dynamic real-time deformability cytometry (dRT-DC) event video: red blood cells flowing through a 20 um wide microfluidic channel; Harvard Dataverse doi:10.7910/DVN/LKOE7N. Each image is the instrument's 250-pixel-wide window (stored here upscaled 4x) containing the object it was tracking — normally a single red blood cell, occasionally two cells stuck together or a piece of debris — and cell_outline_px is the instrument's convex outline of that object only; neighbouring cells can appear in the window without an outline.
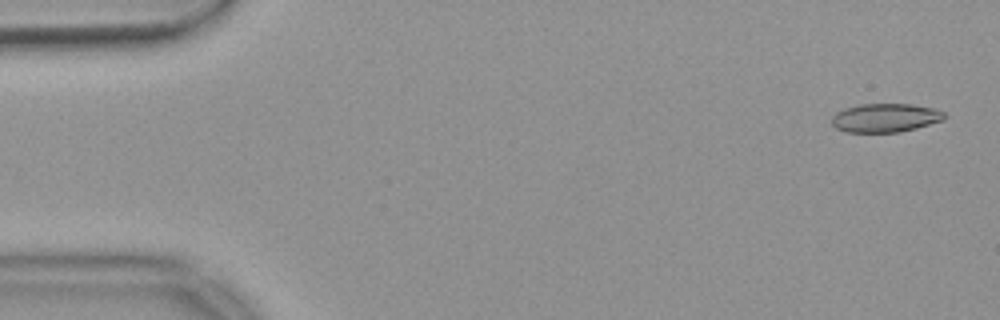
{"species": "common noctule bat (a hibernating species)", "species_latin": "Nyctalus noctula", "temperature_condition": "warm", "stored_images_in_passage": 54, "camera_frame_rate_fps": 3000, "um_per_image_px": 0.085, "animal": {"sex": "female", "body_mass_g": 18.4}, "frame": {"image": 1, "passage_image": 2, "time_ms": 0.333, "image_size_px": [1000, 320], "cell_outline_px": [[944, 120], [916, 128], [900, 132], [844, 132], [836, 128], [832, 124], [832, 116], [836, 112], [844, 108], [860, 104], [912, 104], [932, 108], [944, 112]], "centroid_in_image_um": [75.22, 10.02], "position_along_channel_um": 9.8, "area_um2": 18.84}}
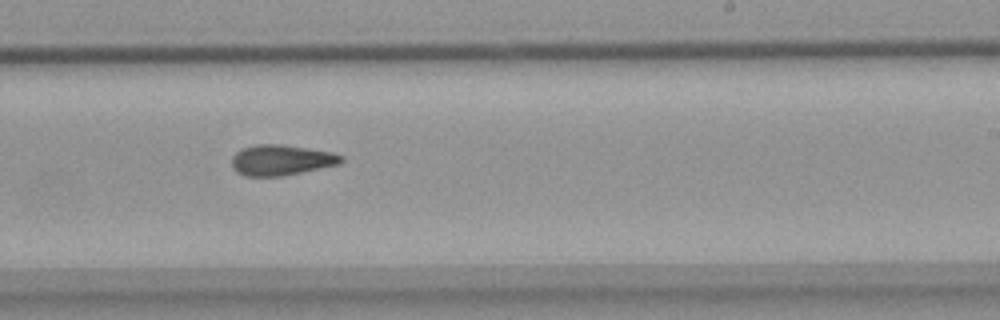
{"frame": {"image": 2, "passage_image": 33, "time_ms": 10.667, "image_size_px": [1000, 320], "cell_outline_px": [[344, 160], [340, 164], [284, 176], [244, 176], [236, 172], [232, 168], [232, 156], [240, 148], [256, 144], [280, 144], [336, 152], [344, 156]], "centroid_in_image_um": [23.92, 13.6], "position_along_channel_um": 265.1, "area_um2": 19.88}}
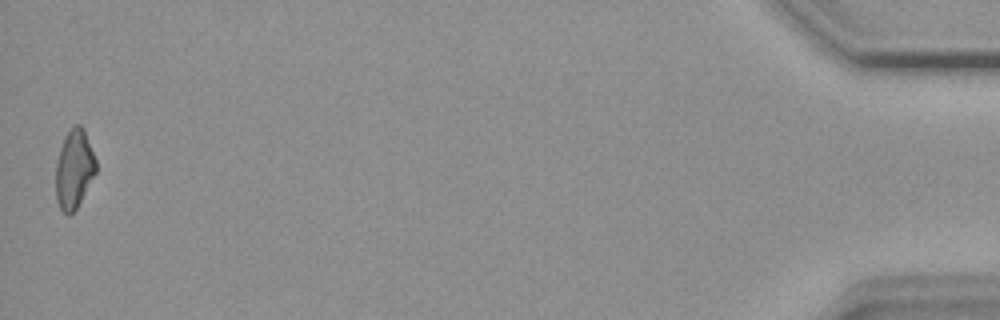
{"frame": {"image": 3, "passage_image": 54, "time_ms": 17.667, "image_size_px": [1000, 320], "cell_outline_px": [[96, 172], [76, 208], [68, 216], [60, 208], [56, 200], [56, 164], [60, 148], [68, 132], [76, 124], [80, 124], [84, 128], [96, 160]], "centroid_in_image_um": [6.3, 14.37], "position_along_channel_um": 428.9, "area_um2": 18.15}, "authors_computed_cell_mechanics": {"area_um2": 19.4208, "velocity_mm_per_s": 3.7009, "shape_relaxation_time_tau1_ms": null, "shape_relaxation_time_tau2_ms": 2.8873, "deformation_change_tau1": null, "deformation_change_tau2": 0.1016}}